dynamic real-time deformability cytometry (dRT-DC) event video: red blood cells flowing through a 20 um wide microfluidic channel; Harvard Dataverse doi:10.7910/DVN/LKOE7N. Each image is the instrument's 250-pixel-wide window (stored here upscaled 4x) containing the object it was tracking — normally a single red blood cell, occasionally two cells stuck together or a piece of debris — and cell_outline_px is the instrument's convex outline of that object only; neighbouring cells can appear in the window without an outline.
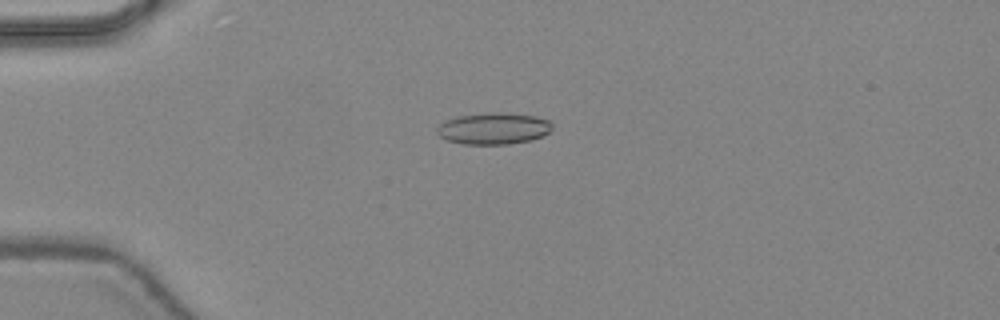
{"species": "common noctule bat (a hibernating species)", "species_latin": "Nyctalus noctula", "temperature_condition": "warm", "stored_images_in_passage": 40, "camera_frame_rate_fps": 3000, "um_per_image_px": 0.085, "animal": {"sex": "female", "body_mass_g": 24.6, "forearm_length_mm": 56.2}, "frame": {"image": 1, "passage_image": 6, "time_ms": 1.667, "image_size_px": [1000, 320], "cell_outline_px": [[552, 128], [544, 136], [532, 140], [508, 144], [464, 144], [448, 140], [440, 136], [436, 132], [436, 128], [440, 124], [456, 116], [484, 112], [500, 112], [536, 116], [548, 120], [552, 124]], "centroid_in_image_um": [41.96, 10.91], "position_along_channel_um": 43.0, "area_um2": 21.33}}
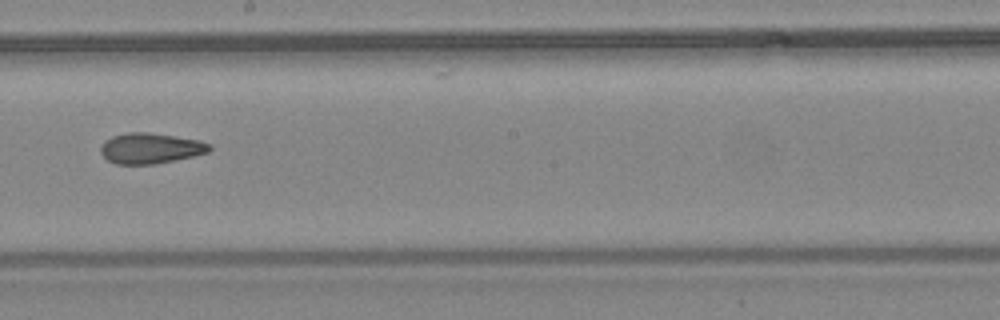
{"frame": {"image": 2, "passage_image": 21, "time_ms": 6.667, "image_size_px": [1000, 320], "cell_outline_px": [[212, 148], [208, 152], [192, 156], [156, 164], [116, 164], [108, 160], [100, 152], [100, 148], [104, 140], [112, 136], [128, 132], [148, 132], [200, 140], [212, 144]], "centroid_in_image_um": [12.79, 12.6], "position_along_channel_um": 235.4, "area_um2": 19.42}}
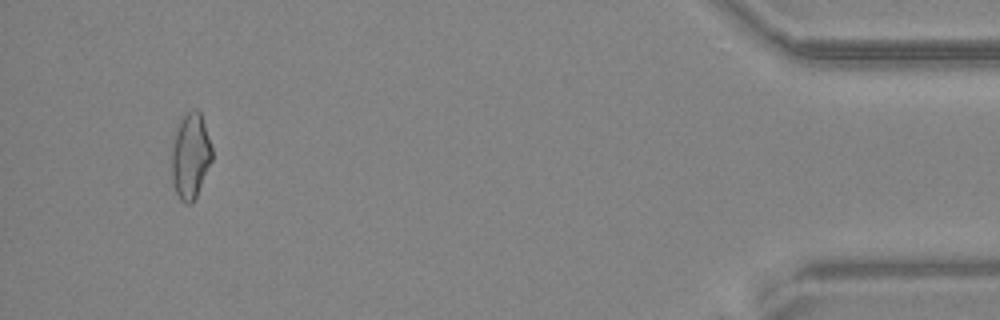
{"frame": {"image": 3, "passage_image": 38, "time_ms": 12.333, "image_size_px": [1000, 320], "cell_outline_px": [[212, 160], [196, 196], [188, 204], [184, 204], [180, 200], [172, 184], [172, 148], [176, 132], [184, 116], [188, 112], [196, 108], [200, 112], [212, 148]], "centroid_in_image_um": [16.19, 13.29], "position_along_channel_um": 419.0, "area_um2": 19.65}, "authors_computed_cell_mechanics": {"area_um2": 19.652, "velocity_mm_per_s": 4.4538, "shape_relaxation_time_tau1_ms": null, "shape_relaxation_time_tau2_ms": 3.2855, "deformation_change_tau1": null, "deformation_change_tau2": 0.1032}}